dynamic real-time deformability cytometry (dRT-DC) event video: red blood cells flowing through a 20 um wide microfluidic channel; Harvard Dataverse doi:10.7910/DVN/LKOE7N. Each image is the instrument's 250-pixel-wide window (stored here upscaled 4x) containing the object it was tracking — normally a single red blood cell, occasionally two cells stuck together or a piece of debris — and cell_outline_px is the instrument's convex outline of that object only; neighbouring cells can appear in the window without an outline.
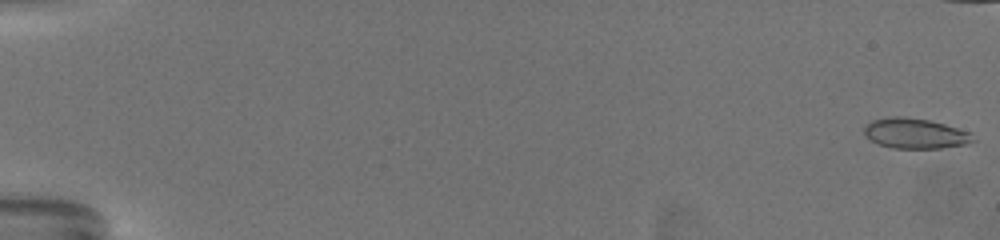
{"species": "common noctule bat (a hibernating species)", "species_latin": "Nyctalus noctula", "temperature_condition": "warm", "stored_images_in_passage": 57, "camera_frame_rate_fps": 3000, "um_per_image_px": 0.085, "animal": {"sex": "female", "body_mass_g": 19.5, "forearm_length_mm": 54.1}, "frame": {"image": 1, "passage_image": 1, "time_ms": 0.0, "image_size_px": [1000, 240], "cell_outline_px": [[976, 140], [964, 144], [940, 148], [892, 148], [868, 140], [864, 136], [864, 128], [872, 120], [888, 116], [904, 116], [928, 120], [944, 124], [972, 132]], "centroid_in_image_um": [77.77, 11.33], "position_along_channel_um": 7.2, "area_um2": 19.31}}
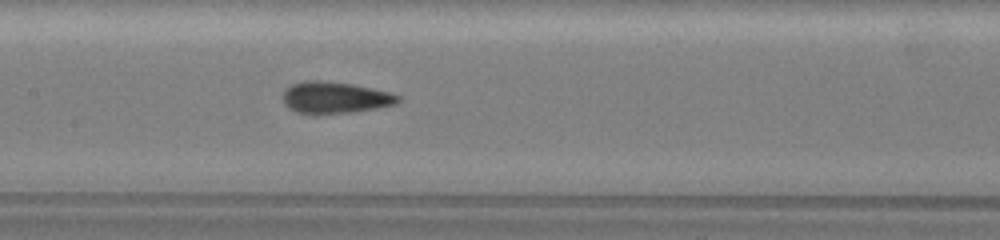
{"frame": {"image": 2, "passage_image": 34, "time_ms": 11.0, "image_size_px": [1000, 240], "cell_outline_px": [[400, 100], [396, 104], [380, 108], [352, 112], [316, 116], [296, 112], [288, 108], [284, 104], [284, 92], [292, 84], [304, 80], [320, 80], [352, 84], [388, 92], [400, 96]], "centroid_in_image_um": [28.46, 8.33], "position_along_channel_um": 178.9, "area_um2": 21.56}}
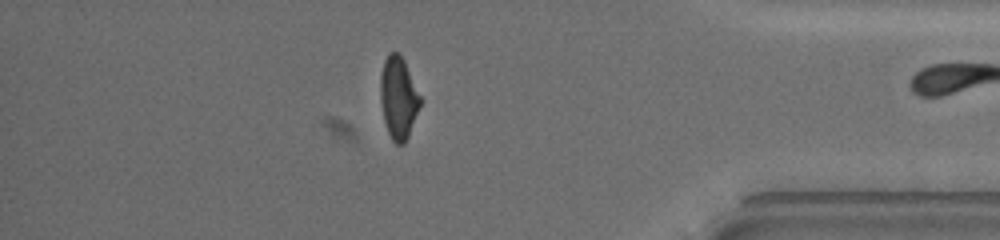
{"frame": {"image": 3, "passage_image": 56, "time_ms": 18.333, "image_size_px": [1000, 240], "cell_outline_px": [[420, 104], [408, 136], [404, 144], [396, 144], [392, 140], [388, 132], [384, 120], [380, 100], [380, 76], [384, 60], [388, 52], [400, 52], [404, 60], [420, 96]], "centroid_in_image_um": [33.84, 8.28], "position_along_channel_um": 401.4, "area_um2": 18.9}}